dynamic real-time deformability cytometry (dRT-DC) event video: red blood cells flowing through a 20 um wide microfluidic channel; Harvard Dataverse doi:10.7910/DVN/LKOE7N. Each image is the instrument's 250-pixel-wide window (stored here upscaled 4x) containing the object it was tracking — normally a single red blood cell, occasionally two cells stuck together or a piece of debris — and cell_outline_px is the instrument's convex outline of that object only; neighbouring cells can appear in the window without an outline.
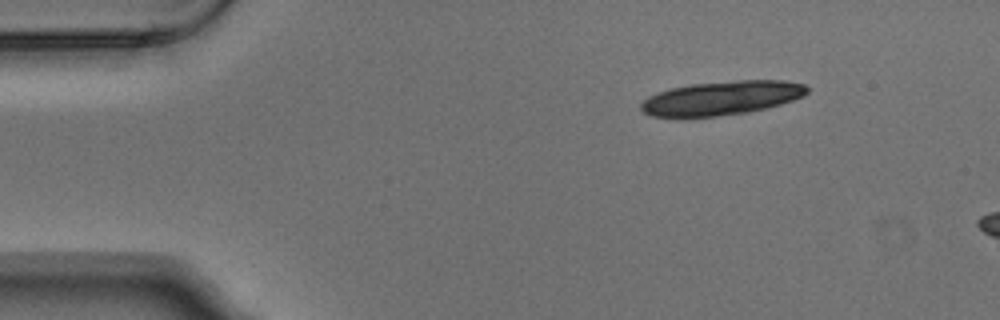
{"species": "Egyptian fruit bat (a non-hibernating species)", "species_latin": "Rousettus aegyptiacus", "temperature_condition": "warm", "stored_images_in_passage": 3, "camera_frame_rate_fps": 3000, "um_per_image_px": 0.085, "animal": {"sex": "male"}, "frame": {"image": 1, "passage_image": 1, "time_ms": 0.0, "image_size_px": [1000, 320], "cell_outline_px": [[808, 92], [804, 96], [780, 104], [748, 112], [684, 120], [652, 116], [644, 112], [640, 108], [640, 104], [648, 96], [656, 92], [672, 88], [692, 84], [736, 80], [784, 80], [804, 84], [808, 88]], "centroid_in_image_um": [61.27, 8.36], "position_along_channel_um": 23.7, "area_um2": 33.52}}